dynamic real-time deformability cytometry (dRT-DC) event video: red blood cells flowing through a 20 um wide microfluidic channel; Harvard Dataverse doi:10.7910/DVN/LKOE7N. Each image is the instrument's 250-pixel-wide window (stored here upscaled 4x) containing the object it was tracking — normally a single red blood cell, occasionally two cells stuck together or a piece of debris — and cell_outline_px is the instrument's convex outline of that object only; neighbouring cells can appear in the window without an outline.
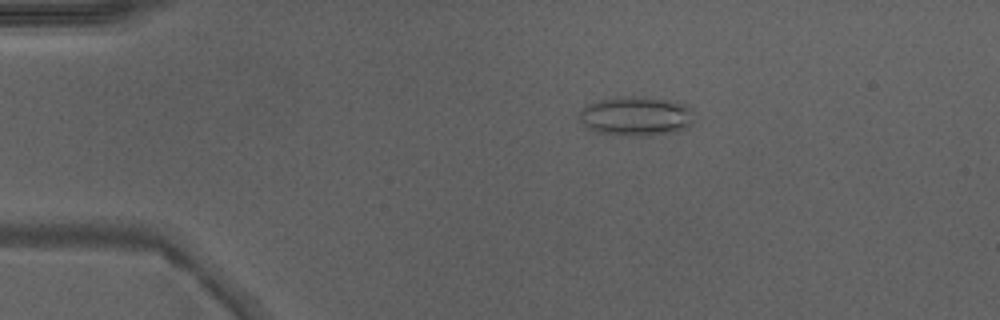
{"species": "Egyptian fruit bat (a non-hibernating species)", "species_latin": "Rousettus aegyptiacus", "temperature_condition": "warm", "stored_images_in_passage": 40, "camera_frame_rate_fps": 3000, "um_per_image_px": 0.085, "animal": {"sex": "male"}, "frame": {"image": 1, "passage_image": 1, "time_ms": 0.0, "image_size_px": [1000, 320], "cell_outline_px": [[692, 124], [688, 128], [676, 132], [644, 136], [620, 136], [596, 132], [584, 128], [576, 120], [576, 116], [588, 104], [600, 100], [616, 96], [644, 96], [668, 100], [684, 104], [692, 108]], "centroid_in_image_um": [54.01, 9.89], "position_along_channel_um": 31.0, "area_um2": 27.11}}
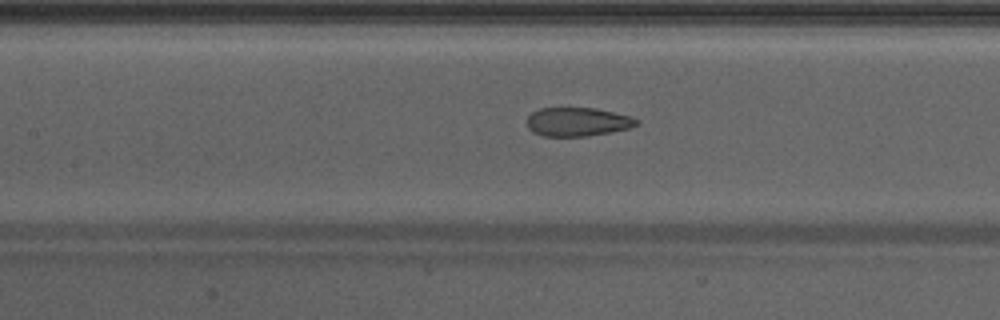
{"frame": {"image": 2, "passage_image": 14, "time_ms": 4.333, "image_size_px": [1000, 320], "cell_outline_px": [[640, 124], [628, 128], [608, 132], [584, 136], [544, 136], [532, 132], [528, 128], [528, 116], [532, 112], [540, 108], [596, 108], [632, 116], [640, 120]], "centroid_in_image_um": [49.11, 10.35], "position_along_channel_um": 158.3, "area_um2": 18.32}}
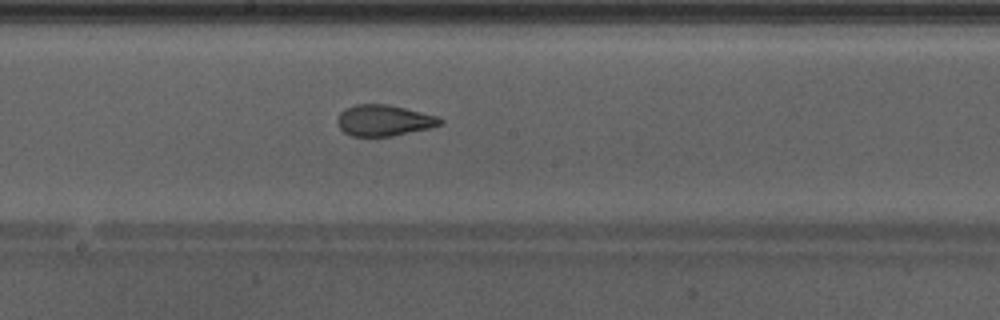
{"frame": {"image": 3, "passage_image": 18, "time_ms": 5.667, "image_size_px": [1000, 320], "cell_outline_px": [[444, 124], [428, 128], [392, 136], [352, 136], [344, 132], [340, 128], [336, 120], [340, 112], [344, 108], [356, 104], [388, 104], [440, 116], [444, 120]], "centroid_in_image_um": [32.65, 10.22], "position_along_channel_um": 215.5, "area_um2": 18.79}, "authors_computed_cell_mechanics": {"area_um2": 18.8428, "velocity_mm_per_s": 4.302, "shape_relaxation_time_tau1_ms": null, "shape_relaxation_time_tau2_ms": 1.0381, "deformation_change_tau1": null, "deformation_change_tau2": 0.0875}}